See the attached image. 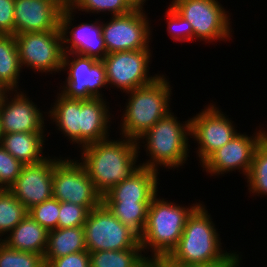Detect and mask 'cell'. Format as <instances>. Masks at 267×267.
Returning a JSON list of instances; mask_svg holds the SVG:
<instances>
[{
    "mask_svg": "<svg viewBox=\"0 0 267 267\" xmlns=\"http://www.w3.org/2000/svg\"><path fill=\"white\" fill-rule=\"evenodd\" d=\"M147 1L149 0H127L134 9H145Z\"/></svg>",
    "mask_w": 267,
    "mask_h": 267,
    "instance_id": "cell-40",
    "label": "cell"
},
{
    "mask_svg": "<svg viewBox=\"0 0 267 267\" xmlns=\"http://www.w3.org/2000/svg\"><path fill=\"white\" fill-rule=\"evenodd\" d=\"M212 218L202 201L187 218L181 238L168 257L181 265L235 264L242 252L222 246L220 229Z\"/></svg>",
    "mask_w": 267,
    "mask_h": 267,
    "instance_id": "cell-1",
    "label": "cell"
},
{
    "mask_svg": "<svg viewBox=\"0 0 267 267\" xmlns=\"http://www.w3.org/2000/svg\"><path fill=\"white\" fill-rule=\"evenodd\" d=\"M174 113L170 111L136 140L139 158H142L141 150L148 156L145 160L142 158L143 161L139 159L140 166L160 172L161 168L179 171L188 164V157L192 155L190 117L180 121Z\"/></svg>",
    "mask_w": 267,
    "mask_h": 267,
    "instance_id": "cell-3",
    "label": "cell"
},
{
    "mask_svg": "<svg viewBox=\"0 0 267 267\" xmlns=\"http://www.w3.org/2000/svg\"><path fill=\"white\" fill-rule=\"evenodd\" d=\"M32 98L26 90L5 92L0 102V118L4 134L48 130L47 110H42Z\"/></svg>",
    "mask_w": 267,
    "mask_h": 267,
    "instance_id": "cell-16",
    "label": "cell"
},
{
    "mask_svg": "<svg viewBox=\"0 0 267 267\" xmlns=\"http://www.w3.org/2000/svg\"><path fill=\"white\" fill-rule=\"evenodd\" d=\"M234 264H195L185 265V267H232Z\"/></svg>",
    "mask_w": 267,
    "mask_h": 267,
    "instance_id": "cell-41",
    "label": "cell"
},
{
    "mask_svg": "<svg viewBox=\"0 0 267 267\" xmlns=\"http://www.w3.org/2000/svg\"><path fill=\"white\" fill-rule=\"evenodd\" d=\"M62 10L57 0H15L14 35L60 31Z\"/></svg>",
    "mask_w": 267,
    "mask_h": 267,
    "instance_id": "cell-18",
    "label": "cell"
},
{
    "mask_svg": "<svg viewBox=\"0 0 267 267\" xmlns=\"http://www.w3.org/2000/svg\"><path fill=\"white\" fill-rule=\"evenodd\" d=\"M15 132L7 133L2 137L1 145L10 153L15 159L20 160L25 164H36L43 161L49 156L45 146H48L47 135L53 132ZM47 137V139H46ZM45 150V152H44ZM47 152V155L45 153Z\"/></svg>",
    "mask_w": 267,
    "mask_h": 267,
    "instance_id": "cell-22",
    "label": "cell"
},
{
    "mask_svg": "<svg viewBox=\"0 0 267 267\" xmlns=\"http://www.w3.org/2000/svg\"><path fill=\"white\" fill-rule=\"evenodd\" d=\"M46 267H90L89 252L86 250L55 258Z\"/></svg>",
    "mask_w": 267,
    "mask_h": 267,
    "instance_id": "cell-36",
    "label": "cell"
},
{
    "mask_svg": "<svg viewBox=\"0 0 267 267\" xmlns=\"http://www.w3.org/2000/svg\"><path fill=\"white\" fill-rule=\"evenodd\" d=\"M22 72L15 35L0 34V85L6 91L24 90Z\"/></svg>",
    "mask_w": 267,
    "mask_h": 267,
    "instance_id": "cell-25",
    "label": "cell"
},
{
    "mask_svg": "<svg viewBox=\"0 0 267 267\" xmlns=\"http://www.w3.org/2000/svg\"><path fill=\"white\" fill-rule=\"evenodd\" d=\"M159 175V176H158ZM160 172L140 166L102 196V202H151L159 193Z\"/></svg>",
    "mask_w": 267,
    "mask_h": 267,
    "instance_id": "cell-19",
    "label": "cell"
},
{
    "mask_svg": "<svg viewBox=\"0 0 267 267\" xmlns=\"http://www.w3.org/2000/svg\"><path fill=\"white\" fill-rule=\"evenodd\" d=\"M158 196L149 205L147 222L139 237L145 257L168 256L180 240L187 218L202 202L195 198L194 203L183 205Z\"/></svg>",
    "mask_w": 267,
    "mask_h": 267,
    "instance_id": "cell-5",
    "label": "cell"
},
{
    "mask_svg": "<svg viewBox=\"0 0 267 267\" xmlns=\"http://www.w3.org/2000/svg\"><path fill=\"white\" fill-rule=\"evenodd\" d=\"M250 196L267 197V140L256 148L248 175L245 178Z\"/></svg>",
    "mask_w": 267,
    "mask_h": 267,
    "instance_id": "cell-28",
    "label": "cell"
},
{
    "mask_svg": "<svg viewBox=\"0 0 267 267\" xmlns=\"http://www.w3.org/2000/svg\"><path fill=\"white\" fill-rule=\"evenodd\" d=\"M136 267H153V257H145Z\"/></svg>",
    "mask_w": 267,
    "mask_h": 267,
    "instance_id": "cell-42",
    "label": "cell"
},
{
    "mask_svg": "<svg viewBox=\"0 0 267 267\" xmlns=\"http://www.w3.org/2000/svg\"><path fill=\"white\" fill-rule=\"evenodd\" d=\"M24 164L15 159L0 144V187L8 189L18 178Z\"/></svg>",
    "mask_w": 267,
    "mask_h": 267,
    "instance_id": "cell-35",
    "label": "cell"
},
{
    "mask_svg": "<svg viewBox=\"0 0 267 267\" xmlns=\"http://www.w3.org/2000/svg\"><path fill=\"white\" fill-rule=\"evenodd\" d=\"M15 39L22 70L45 73V77L61 73L64 56L61 31L22 33L15 35Z\"/></svg>",
    "mask_w": 267,
    "mask_h": 267,
    "instance_id": "cell-11",
    "label": "cell"
},
{
    "mask_svg": "<svg viewBox=\"0 0 267 267\" xmlns=\"http://www.w3.org/2000/svg\"><path fill=\"white\" fill-rule=\"evenodd\" d=\"M63 158L49 155L36 164H25L20 175L8 190L27 210L53 197V173L55 165Z\"/></svg>",
    "mask_w": 267,
    "mask_h": 267,
    "instance_id": "cell-17",
    "label": "cell"
},
{
    "mask_svg": "<svg viewBox=\"0 0 267 267\" xmlns=\"http://www.w3.org/2000/svg\"><path fill=\"white\" fill-rule=\"evenodd\" d=\"M109 211L139 237L147 222L151 202H102Z\"/></svg>",
    "mask_w": 267,
    "mask_h": 267,
    "instance_id": "cell-26",
    "label": "cell"
},
{
    "mask_svg": "<svg viewBox=\"0 0 267 267\" xmlns=\"http://www.w3.org/2000/svg\"><path fill=\"white\" fill-rule=\"evenodd\" d=\"M68 156L63 157L54 167L53 197L60 202L80 206H100L102 195L96 190L86 169L75 156Z\"/></svg>",
    "mask_w": 267,
    "mask_h": 267,
    "instance_id": "cell-14",
    "label": "cell"
},
{
    "mask_svg": "<svg viewBox=\"0 0 267 267\" xmlns=\"http://www.w3.org/2000/svg\"><path fill=\"white\" fill-rule=\"evenodd\" d=\"M166 7L164 20H166V31L170 36L169 39L172 38L175 43H194V33L190 22L181 17L170 5Z\"/></svg>",
    "mask_w": 267,
    "mask_h": 267,
    "instance_id": "cell-32",
    "label": "cell"
},
{
    "mask_svg": "<svg viewBox=\"0 0 267 267\" xmlns=\"http://www.w3.org/2000/svg\"><path fill=\"white\" fill-rule=\"evenodd\" d=\"M15 0H0V34L14 35Z\"/></svg>",
    "mask_w": 267,
    "mask_h": 267,
    "instance_id": "cell-37",
    "label": "cell"
},
{
    "mask_svg": "<svg viewBox=\"0 0 267 267\" xmlns=\"http://www.w3.org/2000/svg\"><path fill=\"white\" fill-rule=\"evenodd\" d=\"M28 214L25 206L8 190H0V241Z\"/></svg>",
    "mask_w": 267,
    "mask_h": 267,
    "instance_id": "cell-29",
    "label": "cell"
},
{
    "mask_svg": "<svg viewBox=\"0 0 267 267\" xmlns=\"http://www.w3.org/2000/svg\"><path fill=\"white\" fill-rule=\"evenodd\" d=\"M243 257H241L232 267H243V262L244 261H242L243 259H242Z\"/></svg>",
    "mask_w": 267,
    "mask_h": 267,
    "instance_id": "cell-43",
    "label": "cell"
},
{
    "mask_svg": "<svg viewBox=\"0 0 267 267\" xmlns=\"http://www.w3.org/2000/svg\"><path fill=\"white\" fill-rule=\"evenodd\" d=\"M3 135H4V133H3V130H2V124H1V118H0V143L2 141Z\"/></svg>",
    "mask_w": 267,
    "mask_h": 267,
    "instance_id": "cell-45",
    "label": "cell"
},
{
    "mask_svg": "<svg viewBox=\"0 0 267 267\" xmlns=\"http://www.w3.org/2000/svg\"><path fill=\"white\" fill-rule=\"evenodd\" d=\"M169 5L190 22L195 42L215 45L234 38L233 16L220 0H170Z\"/></svg>",
    "mask_w": 267,
    "mask_h": 267,
    "instance_id": "cell-6",
    "label": "cell"
},
{
    "mask_svg": "<svg viewBox=\"0 0 267 267\" xmlns=\"http://www.w3.org/2000/svg\"><path fill=\"white\" fill-rule=\"evenodd\" d=\"M162 73L154 82L144 87L136 88L124 94L125 99L123 108L120 104L121 116L120 124L118 122L119 136H124L133 140L139 139L146 133L157 121L167 115L173 109L171 108L173 100V85ZM122 108V110H121Z\"/></svg>",
    "mask_w": 267,
    "mask_h": 267,
    "instance_id": "cell-4",
    "label": "cell"
},
{
    "mask_svg": "<svg viewBox=\"0 0 267 267\" xmlns=\"http://www.w3.org/2000/svg\"><path fill=\"white\" fill-rule=\"evenodd\" d=\"M60 201L52 197L28 210V214L48 232L57 228Z\"/></svg>",
    "mask_w": 267,
    "mask_h": 267,
    "instance_id": "cell-33",
    "label": "cell"
},
{
    "mask_svg": "<svg viewBox=\"0 0 267 267\" xmlns=\"http://www.w3.org/2000/svg\"><path fill=\"white\" fill-rule=\"evenodd\" d=\"M153 267H185V265L174 262L168 256H155L153 257Z\"/></svg>",
    "mask_w": 267,
    "mask_h": 267,
    "instance_id": "cell-38",
    "label": "cell"
},
{
    "mask_svg": "<svg viewBox=\"0 0 267 267\" xmlns=\"http://www.w3.org/2000/svg\"><path fill=\"white\" fill-rule=\"evenodd\" d=\"M267 129H265V139L267 140Z\"/></svg>",
    "mask_w": 267,
    "mask_h": 267,
    "instance_id": "cell-46",
    "label": "cell"
},
{
    "mask_svg": "<svg viewBox=\"0 0 267 267\" xmlns=\"http://www.w3.org/2000/svg\"><path fill=\"white\" fill-rule=\"evenodd\" d=\"M80 0H57L59 6L64 9H72Z\"/></svg>",
    "mask_w": 267,
    "mask_h": 267,
    "instance_id": "cell-39",
    "label": "cell"
},
{
    "mask_svg": "<svg viewBox=\"0 0 267 267\" xmlns=\"http://www.w3.org/2000/svg\"><path fill=\"white\" fill-rule=\"evenodd\" d=\"M48 231L27 214L24 219L2 239L10 248L44 256Z\"/></svg>",
    "mask_w": 267,
    "mask_h": 267,
    "instance_id": "cell-23",
    "label": "cell"
},
{
    "mask_svg": "<svg viewBox=\"0 0 267 267\" xmlns=\"http://www.w3.org/2000/svg\"><path fill=\"white\" fill-rule=\"evenodd\" d=\"M115 139L88 144L76 154L102 196L140 167L136 140L124 136Z\"/></svg>",
    "mask_w": 267,
    "mask_h": 267,
    "instance_id": "cell-2",
    "label": "cell"
},
{
    "mask_svg": "<svg viewBox=\"0 0 267 267\" xmlns=\"http://www.w3.org/2000/svg\"><path fill=\"white\" fill-rule=\"evenodd\" d=\"M77 12L64 9L60 15V31L64 53H76L103 60L107 55L102 35V17L86 22H77ZM75 20V21H74Z\"/></svg>",
    "mask_w": 267,
    "mask_h": 267,
    "instance_id": "cell-15",
    "label": "cell"
},
{
    "mask_svg": "<svg viewBox=\"0 0 267 267\" xmlns=\"http://www.w3.org/2000/svg\"><path fill=\"white\" fill-rule=\"evenodd\" d=\"M90 267H136L144 258L140 242L131 249L89 252Z\"/></svg>",
    "mask_w": 267,
    "mask_h": 267,
    "instance_id": "cell-27",
    "label": "cell"
},
{
    "mask_svg": "<svg viewBox=\"0 0 267 267\" xmlns=\"http://www.w3.org/2000/svg\"><path fill=\"white\" fill-rule=\"evenodd\" d=\"M152 49L118 51L109 53L102 60L106 68L109 89L122 94L154 82L162 73L151 75Z\"/></svg>",
    "mask_w": 267,
    "mask_h": 267,
    "instance_id": "cell-10",
    "label": "cell"
},
{
    "mask_svg": "<svg viewBox=\"0 0 267 267\" xmlns=\"http://www.w3.org/2000/svg\"><path fill=\"white\" fill-rule=\"evenodd\" d=\"M6 90L0 85V102H1V99L3 97V95L5 94Z\"/></svg>",
    "mask_w": 267,
    "mask_h": 267,
    "instance_id": "cell-44",
    "label": "cell"
},
{
    "mask_svg": "<svg viewBox=\"0 0 267 267\" xmlns=\"http://www.w3.org/2000/svg\"><path fill=\"white\" fill-rule=\"evenodd\" d=\"M83 229L88 252L131 249L140 242L139 236L103 203L89 212Z\"/></svg>",
    "mask_w": 267,
    "mask_h": 267,
    "instance_id": "cell-13",
    "label": "cell"
},
{
    "mask_svg": "<svg viewBox=\"0 0 267 267\" xmlns=\"http://www.w3.org/2000/svg\"><path fill=\"white\" fill-rule=\"evenodd\" d=\"M86 250L83 226L56 228L48 232L47 247L43 260L46 266L55 258Z\"/></svg>",
    "mask_w": 267,
    "mask_h": 267,
    "instance_id": "cell-24",
    "label": "cell"
},
{
    "mask_svg": "<svg viewBox=\"0 0 267 267\" xmlns=\"http://www.w3.org/2000/svg\"><path fill=\"white\" fill-rule=\"evenodd\" d=\"M212 102V103H211ZM190 118V138L197 146L193 153L201 165L213 152L231 141L240 131L235 121L211 100ZM226 113V114H225ZM236 126V127H235Z\"/></svg>",
    "mask_w": 267,
    "mask_h": 267,
    "instance_id": "cell-8",
    "label": "cell"
},
{
    "mask_svg": "<svg viewBox=\"0 0 267 267\" xmlns=\"http://www.w3.org/2000/svg\"><path fill=\"white\" fill-rule=\"evenodd\" d=\"M62 72L67 76L56 87L67 98L107 99L103 92L106 89L112 94V90L108 89L106 68L102 60L76 53H64Z\"/></svg>",
    "mask_w": 267,
    "mask_h": 267,
    "instance_id": "cell-7",
    "label": "cell"
},
{
    "mask_svg": "<svg viewBox=\"0 0 267 267\" xmlns=\"http://www.w3.org/2000/svg\"><path fill=\"white\" fill-rule=\"evenodd\" d=\"M98 206H80L70 202H60L57 228L84 226L89 212Z\"/></svg>",
    "mask_w": 267,
    "mask_h": 267,
    "instance_id": "cell-34",
    "label": "cell"
},
{
    "mask_svg": "<svg viewBox=\"0 0 267 267\" xmlns=\"http://www.w3.org/2000/svg\"><path fill=\"white\" fill-rule=\"evenodd\" d=\"M0 267H46L43 256L19 251L0 241Z\"/></svg>",
    "mask_w": 267,
    "mask_h": 267,
    "instance_id": "cell-31",
    "label": "cell"
},
{
    "mask_svg": "<svg viewBox=\"0 0 267 267\" xmlns=\"http://www.w3.org/2000/svg\"><path fill=\"white\" fill-rule=\"evenodd\" d=\"M55 100L47 109V121L54 125L56 133L63 134L70 145L80 149L81 99L67 98L57 90ZM50 118V119H49ZM50 121V122H49Z\"/></svg>",
    "mask_w": 267,
    "mask_h": 267,
    "instance_id": "cell-21",
    "label": "cell"
},
{
    "mask_svg": "<svg viewBox=\"0 0 267 267\" xmlns=\"http://www.w3.org/2000/svg\"><path fill=\"white\" fill-rule=\"evenodd\" d=\"M147 9H133L124 15L102 17V35L107 54L118 51L153 49V20ZM105 19V20H104ZM108 20V21H107ZM151 42V43H150ZM151 45V46H150Z\"/></svg>",
    "mask_w": 267,
    "mask_h": 267,
    "instance_id": "cell-9",
    "label": "cell"
},
{
    "mask_svg": "<svg viewBox=\"0 0 267 267\" xmlns=\"http://www.w3.org/2000/svg\"><path fill=\"white\" fill-rule=\"evenodd\" d=\"M262 126L264 124H259L251 134L240 131L200 165L203 168L202 172L210 177L214 176V179L238 171L245 179L249 173L255 150L265 139V128Z\"/></svg>",
    "mask_w": 267,
    "mask_h": 267,
    "instance_id": "cell-12",
    "label": "cell"
},
{
    "mask_svg": "<svg viewBox=\"0 0 267 267\" xmlns=\"http://www.w3.org/2000/svg\"><path fill=\"white\" fill-rule=\"evenodd\" d=\"M109 104L105 98L81 99L80 148L112 136L111 124L113 120L116 124V118Z\"/></svg>",
    "mask_w": 267,
    "mask_h": 267,
    "instance_id": "cell-20",
    "label": "cell"
},
{
    "mask_svg": "<svg viewBox=\"0 0 267 267\" xmlns=\"http://www.w3.org/2000/svg\"><path fill=\"white\" fill-rule=\"evenodd\" d=\"M78 15L93 14L95 16L102 14L106 17L124 15L131 12L134 8L127 0H80L73 8ZM83 12V14L81 13ZM85 12V13H84ZM107 14V15H106Z\"/></svg>",
    "mask_w": 267,
    "mask_h": 267,
    "instance_id": "cell-30",
    "label": "cell"
}]
</instances>
